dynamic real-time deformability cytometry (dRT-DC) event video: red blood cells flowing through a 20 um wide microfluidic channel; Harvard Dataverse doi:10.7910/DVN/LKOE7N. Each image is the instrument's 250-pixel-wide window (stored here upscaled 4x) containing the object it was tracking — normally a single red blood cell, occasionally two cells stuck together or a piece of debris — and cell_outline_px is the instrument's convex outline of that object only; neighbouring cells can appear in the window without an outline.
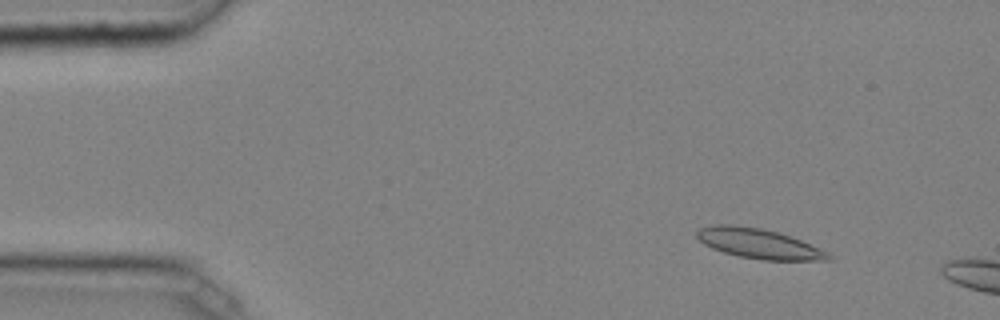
{"species": "common noctule bat (a hibernating species)", "species_latin": "Nyctalus noctula", "temperature_condition": "cold", "stored_images_in_passage": 10, "camera_frame_rate_fps": 3000, "um_per_image_px": 0.085, "animal": {"sex": "male", "body_mass_g": 20.4}, "frame": {"image": 1, "passage_image": 6, "time_ms": 1.667, "image_size_px": [1000, 320], "cell_outline_px": [[832, 260], [764, 260], [740, 256], [724, 252], [712, 248], [704, 244], [696, 236], [696, 232], [700, 228], [716, 224], [732, 224], [760, 228], [776, 232], [800, 240], [828, 252], [832, 256]], "centroid_in_image_um": [64.48, 20.7], "position_along_channel_um": 20.5, "area_um2": 22.6}}